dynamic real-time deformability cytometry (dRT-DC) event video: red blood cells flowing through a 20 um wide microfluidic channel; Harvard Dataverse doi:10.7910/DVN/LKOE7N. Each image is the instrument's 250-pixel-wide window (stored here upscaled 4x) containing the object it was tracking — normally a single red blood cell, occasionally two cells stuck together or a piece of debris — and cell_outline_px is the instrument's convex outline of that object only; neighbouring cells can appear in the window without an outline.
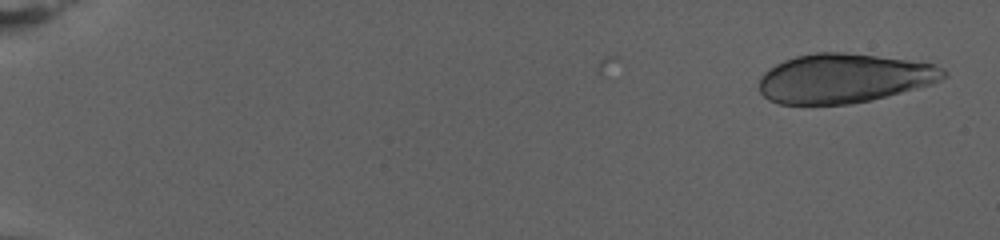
{"species": "human", "species_latin": "Homo sapiens", "temperature_condition": "warm", "stored_images_in_passage": 5, "camera_frame_rate_fps": 3000, "um_per_image_px": 0.085, "donor": {"sex": "female"}, "frame": {"image": 1, "passage_image": 2, "time_ms": 0.333, "image_size_px": [1000, 240], "cell_outline_px": [[948, 76], [932, 84], [872, 100], [848, 104], [780, 104], [768, 100], [760, 92], [760, 76], [764, 72], [776, 64], [784, 60], [796, 56], [816, 52], [840, 52], [876, 56], [908, 60], [932, 64], [944, 68], [948, 72]], "centroid_in_image_um": [71.74, 6.66], "position_along_channel_um": 13.3, "area_um2": 52.89}}